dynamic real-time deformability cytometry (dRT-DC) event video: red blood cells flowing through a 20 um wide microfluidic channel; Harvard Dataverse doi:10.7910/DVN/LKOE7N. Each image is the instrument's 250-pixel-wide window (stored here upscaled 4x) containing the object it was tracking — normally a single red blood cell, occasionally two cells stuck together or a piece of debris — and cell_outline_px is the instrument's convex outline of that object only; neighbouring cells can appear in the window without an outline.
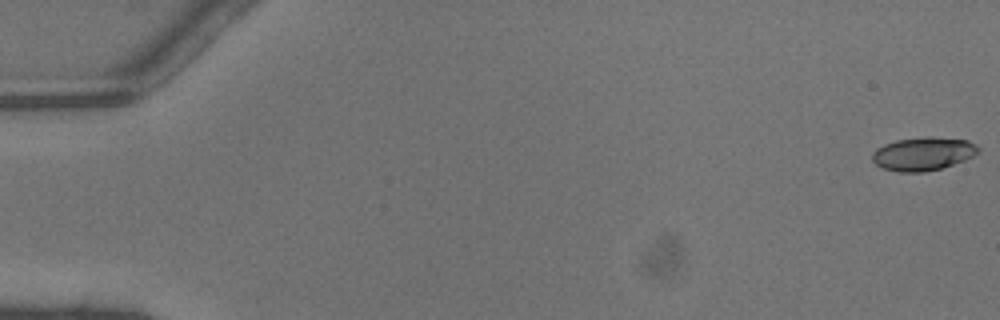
{"species": "common noctule bat (a hibernating species)", "species_latin": "Nyctalus noctula", "temperature_condition": "warm", "stored_images_in_passage": 45, "camera_frame_rate_fps": 3000, "um_per_image_px": 0.085, "animal": {"sex": "male", "body_mass_g": 13.3}, "frame": {"image": 1, "passage_image": 1, "time_ms": 0.0, "image_size_px": [1000, 320], "cell_outline_px": [[980, 152], [964, 160], [940, 168], [924, 172], [900, 172], [884, 168], [876, 164], [872, 160], [872, 152], [876, 148], [884, 144], [896, 140], [924, 136], [928, 136], [968, 140], [976, 144], [980, 148]], "centroid_in_image_um": [78.46, 13.05], "position_along_channel_um": 6.5, "area_um2": 20.63}}
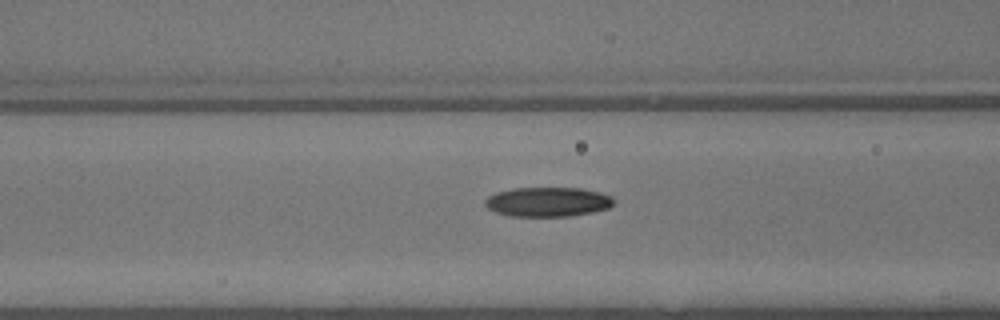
{"frame": {"image": 2, "passage_image": 20, "time_ms": 6.333, "image_size_px": [1000, 320], "cell_outline_px": [[616, 200], [608, 208], [592, 212], [572, 216], [508, 216], [496, 212], [488, 208], [484, 204], [484, 200], [488, 196], [496, 192], [512, 188], [580, 188], [600, 192], [612, 196]], "centroid_in_image_um": [46.55, 17.15], "position_along_channel_um": 120.0, "area_um2": 22.25}}
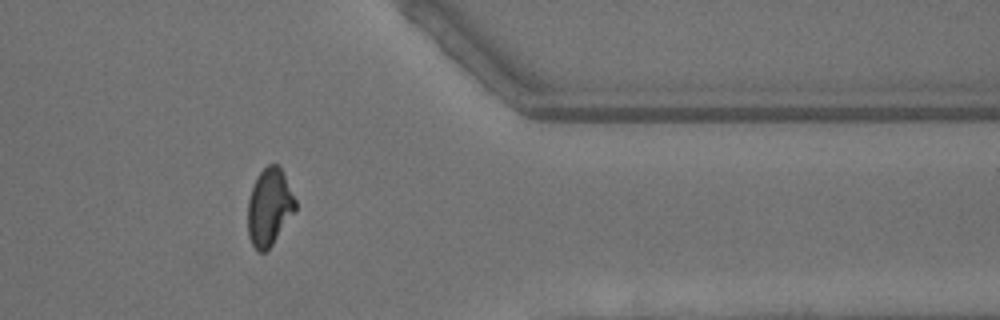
{"frame": {"image": 3, "passage_image": 39, "time_ms": 12.667, "image_size_px": [1000, 320], "cell_outline_px": [[296, 212], [272, 244], [264, 252], [256, 252], [248, 236], [248, 200], [256, 176], [268, 164], [276, 164], [280, 168], [296, 200]], "centroid_in_image_um": [22.89, 17.63], "position_along_channel_um": 388.5, "area_um2": 21.39}}